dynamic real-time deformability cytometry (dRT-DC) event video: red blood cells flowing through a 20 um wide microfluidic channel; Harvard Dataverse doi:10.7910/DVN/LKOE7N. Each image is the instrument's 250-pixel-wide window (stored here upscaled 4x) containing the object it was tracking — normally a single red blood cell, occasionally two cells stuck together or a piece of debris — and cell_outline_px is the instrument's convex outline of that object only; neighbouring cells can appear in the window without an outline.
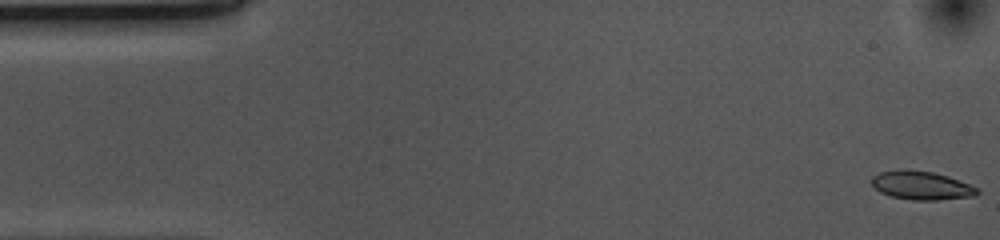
{"species": "common noctule bat (a hibernating species)", "species_latin": "Nyctalus noctula", "temperature_condition": "cold", "stored_images_in_passage": 29, "camera_frame_rate_fps": 3000, "um_per_image_px": 0.085, "animal": {"sex": "female", "body_mass_g": 10.0, "forearm_length_mm": 53.1}, "frame": {"image": 1, "passage_image": 1, "time_ms": 0.0, "image_size_px": [1000, 240], "cell_outline_px": [[980, 192], [976, 196], [936, 200], [912, 200], [892, 196], [880, 192], [872, 184], [872, 176], [880, 172], [900, 168], [932, 172], [948, 176], [980, 188]], "centroid_in_image_um": [78.35, 15.75], "position_along_channel_um": 6.7, "area_um2": 17.69}}
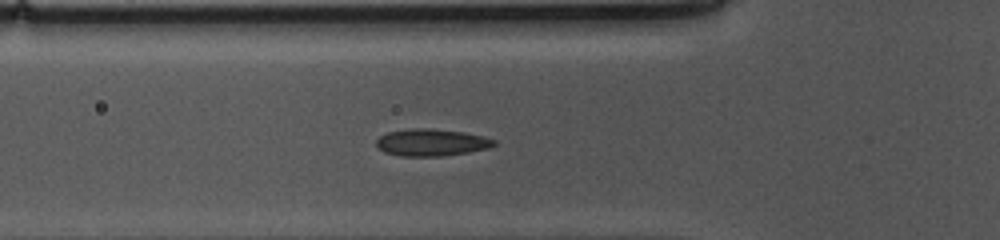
{"frame": {"image": 2, "passage_image": 17, "time_ms": 5.333, "image_size_px": [1000, 240], "cell_outline_px": [[496, 144], [488, 148], [468, 152], [440, 156], [400, 156], [384, 152], [376, 148], [376, 140], [380, 136], [388, 132], [412, 128], [432, 128], [464, 132], [484, 136], [496, 140]], "centroid_in_image_um": [36.66, 12.1], "position_along_channel_um": 89.1, "area_um2": 18.67}}
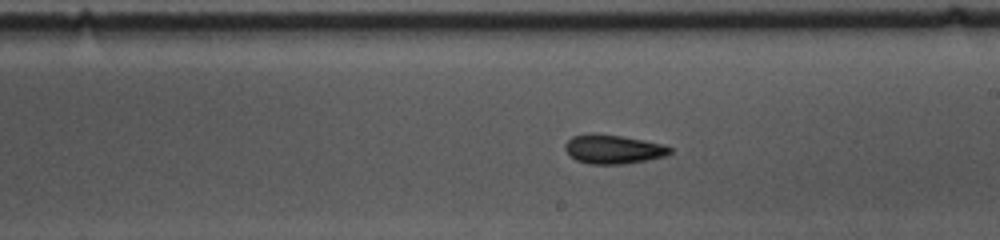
{"frame": {"image": 3, "passage_image": 29, "time_ms": 9.333, "image_size_px": [1000, 240], "cell_outline_px": [[672, 152], [664, 156], [648, 160], [624, 164], [588, 164], [576, 160], [564, 148], [564, 144], [572, 136], [588, 132], [592, 132], [620, 136], [644, 140], [664, 144], [672, 148]], "centroid_in_image_um": [52.11, 12.67], "position_along_channel_um": 236.9, "area_um2": 17.92}}